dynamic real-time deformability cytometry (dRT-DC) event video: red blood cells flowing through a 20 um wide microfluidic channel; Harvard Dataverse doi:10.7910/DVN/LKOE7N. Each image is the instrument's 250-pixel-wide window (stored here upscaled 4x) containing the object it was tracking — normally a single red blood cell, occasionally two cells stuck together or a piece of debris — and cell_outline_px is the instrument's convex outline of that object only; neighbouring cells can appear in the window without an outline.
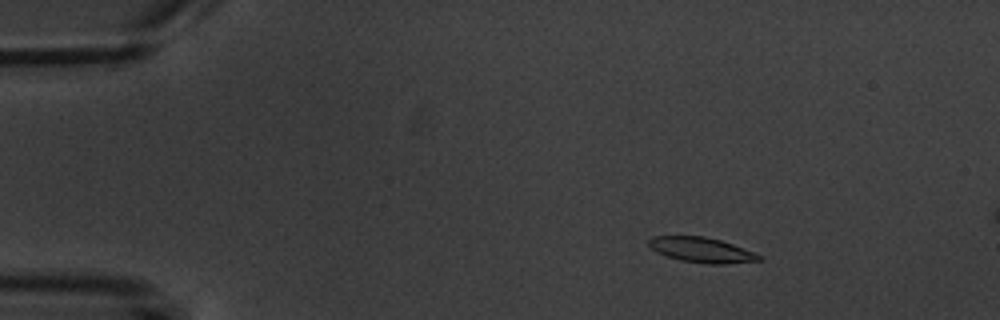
{"species": "common noctule bat (a hibernating species)", "species_latin": "Nyctalus noctula", "temperature_condition": "warm", "stored_images_in_passage": 4, "camera_frame_rate_fps": 3000, "um_per_image_px": 0.085, "animal": {"sex": "male", "body_mass_g": 20.1, "forearm_length_mm": 53.5}, "frame": {"image": 1, "passage_image": 1, "time_ms": 0.0, "image_size_px": [1000, 320], "cell_outline_px": [[764, 260], [724, 264], [708, 264], [680, 260], [656, 252], [648, 244], [648, 240], [652, 236], [704, 236], [720, 240], [732, 244], [764, 256]], "centroid_in_image_um": [59.66, 21.25], "position_along_channel_um": 25.3, "area_um2": 16.13}}